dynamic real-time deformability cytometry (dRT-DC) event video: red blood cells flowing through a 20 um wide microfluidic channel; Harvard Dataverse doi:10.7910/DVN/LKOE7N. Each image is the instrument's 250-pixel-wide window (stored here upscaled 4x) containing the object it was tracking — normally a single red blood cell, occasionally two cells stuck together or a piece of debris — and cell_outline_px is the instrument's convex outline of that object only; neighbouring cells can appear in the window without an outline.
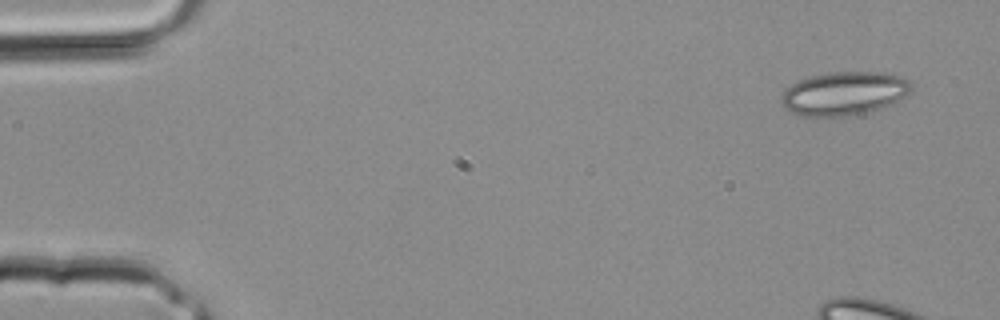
{"species": "common noctule bat (a hibernating species)", "species_latin": "Nyctalus noctula", "temperature_condition": "room temperature", "stored_images_in_passage": 4, "camera_frame_rate_fps": 3000, "um_per_image_px": 0.085, "animal": {"sex": "male", "body_mass_g": 20.4}, "frame": {"image": 1, "passage_image": 1, "time_ms": 0.0, "image_size_px": [1000, 320], "cell_outline_px": [[912, 92], [908, 96], [884, 108], [868, 112], [844, 116], [800, 116], [788, 112], [780, 104], [780, 96], [792, 84], [800, 80], [812, 76], [832, 72], [884, 72], [904, 76], [912, 84]], "centroid_in_image_um": [71.8, 7.95], "position_along_channel_um": 13.2, "area_um2": 33.52}}